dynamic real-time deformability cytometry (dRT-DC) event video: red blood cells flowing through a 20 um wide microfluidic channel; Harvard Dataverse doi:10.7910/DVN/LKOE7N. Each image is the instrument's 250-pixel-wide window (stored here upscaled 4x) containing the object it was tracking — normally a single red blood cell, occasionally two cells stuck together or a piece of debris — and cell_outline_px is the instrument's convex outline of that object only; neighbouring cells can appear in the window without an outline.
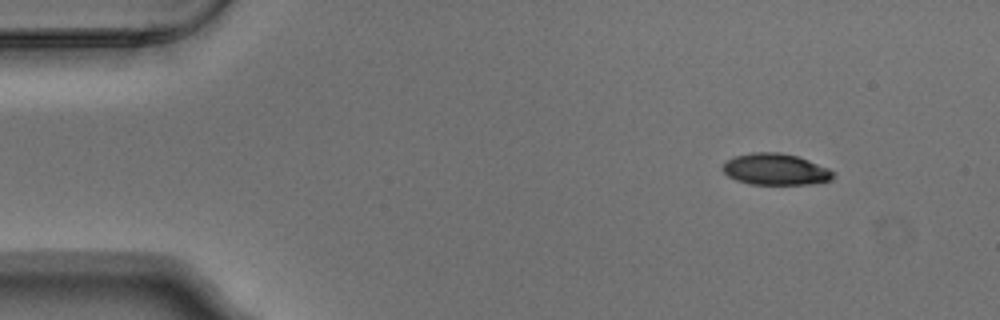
{"species": "Egyptian fruit bat (a non-hibernating species)", "species_latin": "Rousettus aegyptiacus", "temperature_condition": "warm", "stored_images_in_passage": 6, "camera_frame_rate_fps": 3000, "um_per_image_px": 0.085, "animal": {"sex": "male"}, "frame": {"image": 1, "passage_image": 1, "time_ms": 0.0, "image_size_px": [1000, 320], "cell_outline_px": [[836, 172], [828, 180], [812, 184], [748, 184], [736, 180], [728, 176], [720, 168], [732, 156], [752, 152], [780, 152], [796, 156], [808, 160], [828, 168]], "centroid_in_image_um": [65.87, 14.38], "position_along_channel_um": 19.1, "area_um2": 20.23}}
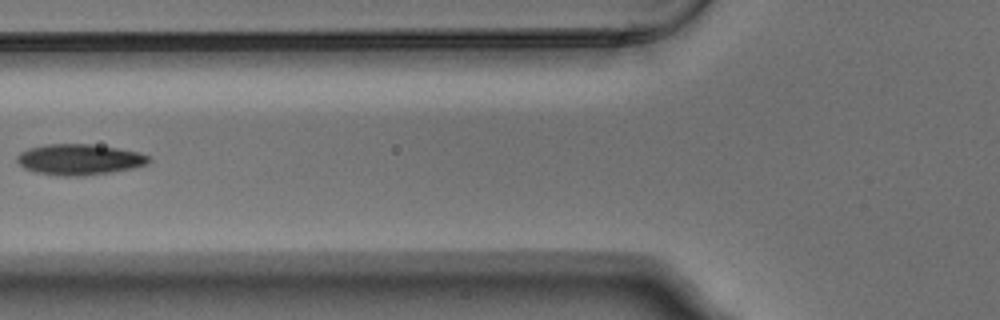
{"frame": {"image": 2, "passage_image": 5, "time_ms": 1.333, "image_size_px": [1000, 320], "cell_outline_px": [[152, 160], [148, 164], [132, 168], [112, 172], [84, 176], [64, 176], [36, 172], [24, 168], [16, 160], [16, 156], [20, 152], [28, 148], [48, 144], [92, 144], [140, 152], [148, 156]], "centroid_in_image_um": [6.75, 13.56], "position_along_channel_um": 119.0, "area_um2": 23.7}}
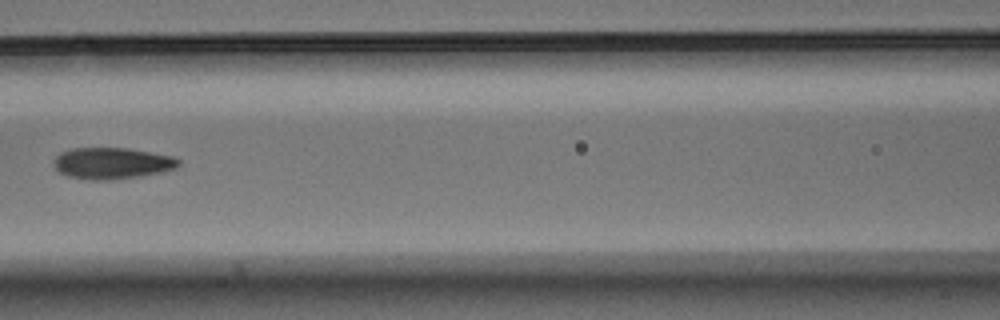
{"frame": {"image": 3, "passage_image": 6, "time_ms": 1.667, "image_size_px": [1000, 320], "cell_outline_px": [[180, 164], [176, 168], [160, 172], [140, 176], [108, 180], [92, 180], [68, 176], [60, 172], [56, 168], [56, 156], [60, 152], [72, 148], [128, 148], [172, 156], [180, 160]], "centroid_in_image_um": [9.54, 13.87], "position_along_channel_um": 157.1, "area_um2": 22.6}}